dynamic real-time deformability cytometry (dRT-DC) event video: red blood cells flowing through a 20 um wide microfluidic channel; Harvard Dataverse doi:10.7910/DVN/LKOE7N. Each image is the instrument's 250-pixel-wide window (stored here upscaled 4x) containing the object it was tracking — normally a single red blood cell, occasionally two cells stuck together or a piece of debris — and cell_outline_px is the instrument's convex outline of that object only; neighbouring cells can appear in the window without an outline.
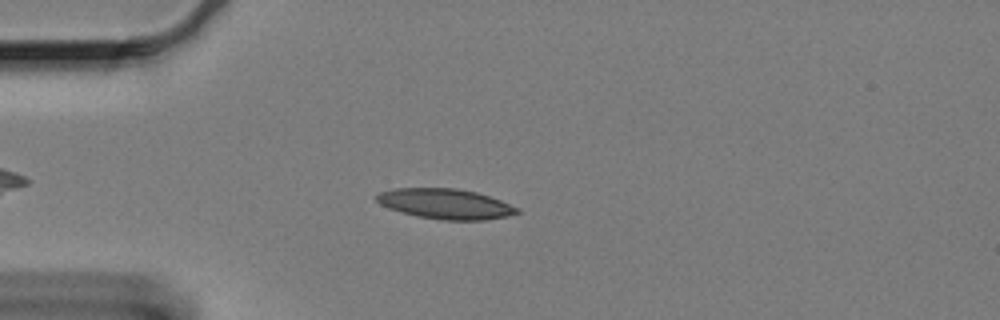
{"species": "Egyptian fruit bat (a non-hibernating species)", "species_latin": "Rousettus aegyptiacus", "temperature_condition": "cold", "stored_images_in_passage": 55, "camera_frame_rate_fps": 3000, "um_per_image_px": 0.085, "animal": {"sex": "female"}, "frame": {"image": 1, "passage_image": 10, "time_ms": 3.0, "image_size_px": [1000, 320], "cell_outline_px": [[520, 212], [508, 216], [484, 220], [444, 220], [416, 216], [400, 212], [388, 208], [380, 204], [376, 200], [376, 196], [380, 192], [396, 188], [456, 188], [476, 192], [500, 200], [520, 208]], "centroid_in_image_um": [37.86, 17.33], "position_along_channel_um": 47.1, "area_um2": 24.74}}
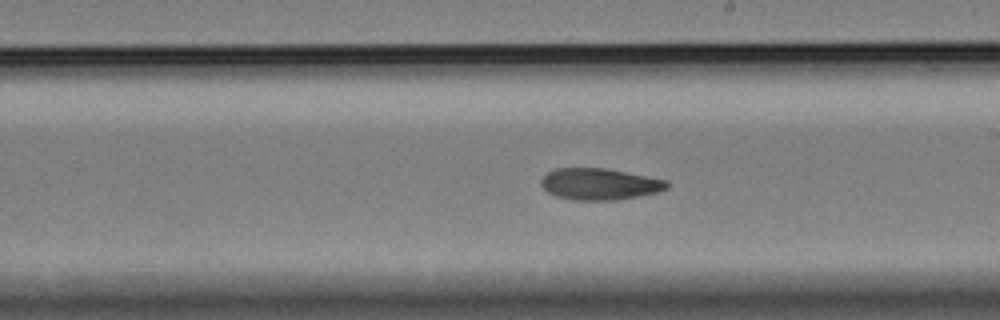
{"frame": {"image": 2, "passage_image": 29, "time_ms": 9.333, "image_size_px": [1000, 320], "cell_outline_px": [[668, 188], [656, 192], [640, 196], [616, 200], [572, 200], [556, 196], [548, 192], [540, 184], [540, 180], [548, 172], [556, 168], [604, 168], [668, 180]], "centroid_in_image_um": [50.95, 15.65], "position_along_channel_um": 238.0, "area_um2": 23.06}}
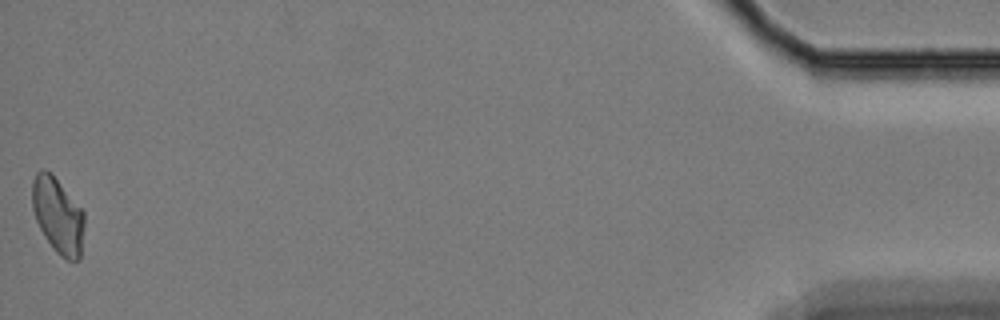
{"frame": {"image": 3, "passage_image": 55, "time_ms": 18.0, "image_size_px": [1000, 320], "cell_outline_px": [[84, 224], [80, 260], [68, 260], [60, 256], [52, 248], [44, 236], [36, 220], [32, 208], [32, 180], [36, 172], [40, 168], [44, 168], [52, 172], [84, 212]], "centroid_in_image_um": [4.9, 18.28], "position_along_channel_um": 430.3, "area_um2": 23.29}}